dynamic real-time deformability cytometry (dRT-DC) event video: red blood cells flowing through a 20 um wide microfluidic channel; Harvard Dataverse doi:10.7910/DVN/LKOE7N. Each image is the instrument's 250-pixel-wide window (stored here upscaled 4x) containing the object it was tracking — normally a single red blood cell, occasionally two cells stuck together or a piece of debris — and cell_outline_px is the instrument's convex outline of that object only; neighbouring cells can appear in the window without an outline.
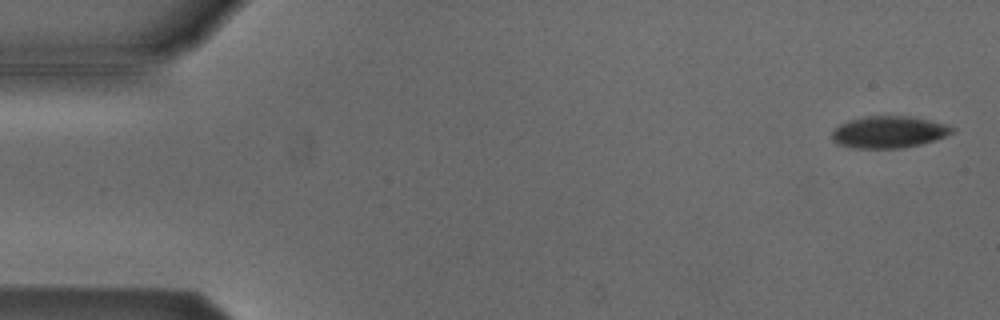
{"species": "Egyptian fruit bat (a non-hibernating species)", "species_latin": "Rousettus aegyptiacus", "temperature_condition": "cold", "stored_images_in_passage": 54, "camera_frame_rate_fps": 3000, "um_per_image_px": 0.085, "animal": {"sex": "male"}, "frame": {"image": 1, "passage_image": 2, "time_ms": 0.333, "image_size_px": [1000, 320], "cell_outline_px": [[956, 128], [952, 132], [936, 140], [904, 148], [856, 148], [836, 144], [832, 140], [832, 132], [840, 124], [848, 120], [864, 116], [908, 116], [928, 120], [944, 124]], "centroid_in_image_um": [75.51, 11.23], "position_along_channel_um": 9.5, "area_um2": 22.25}}
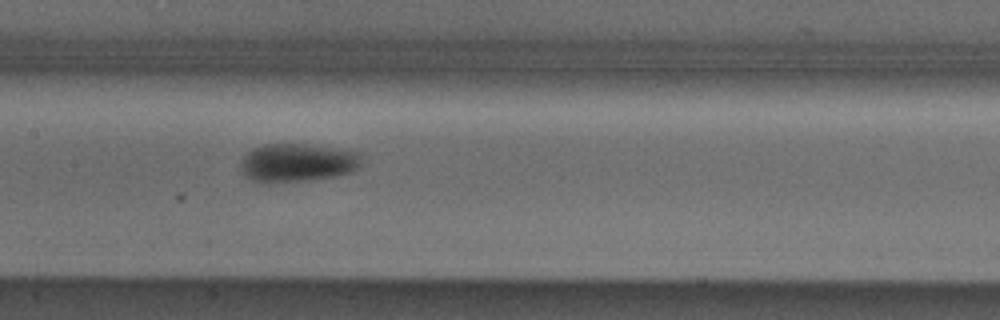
{"frame": {"image": 2, "passage_image": 26, "time_ms": 8.333, "image_size_px": [1000, 320], "cell_outline_px": [[364, 152], [360, 168], [352, 172], [332, 176], [308, 180], [268, 184], [264, 184], [252, 180], [244, 176], [240, 168], [240, 164], [244, 156], [252, 148], [264, 144], [304, 144], [344, 148]], "centroid_in_image_um": [25.32, 13.82], "position_along_channel_um": 182.1, "area_um2": 27.86}}
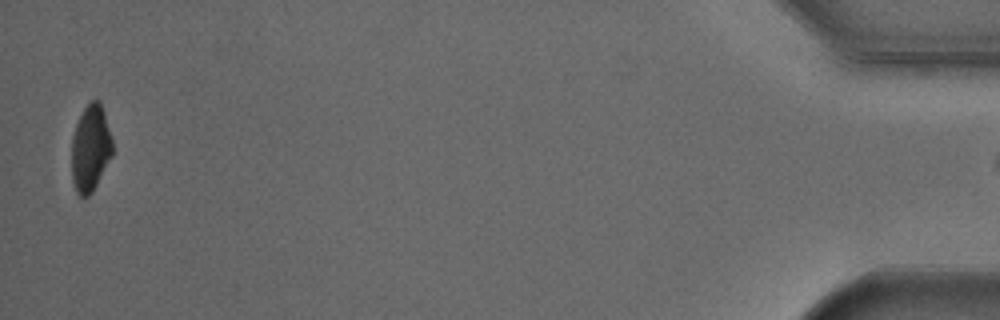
{"frame": {"image": 3, "passage_image": 53, "time_ms": 17.333, "image_size_px": [1000, 320], "cell_outline_px": [[112, 156], [92, 192], [88, 196], [80, 196], [76, 192], [72, 180], [72, 136], [76, 124], [88, 100], [100, 100], [104, 112], [112, 140]], "centroid_in_image_um": [7.68, 12.58], "position_along_channel_um": 427.5, "area_um2": 20.58}}